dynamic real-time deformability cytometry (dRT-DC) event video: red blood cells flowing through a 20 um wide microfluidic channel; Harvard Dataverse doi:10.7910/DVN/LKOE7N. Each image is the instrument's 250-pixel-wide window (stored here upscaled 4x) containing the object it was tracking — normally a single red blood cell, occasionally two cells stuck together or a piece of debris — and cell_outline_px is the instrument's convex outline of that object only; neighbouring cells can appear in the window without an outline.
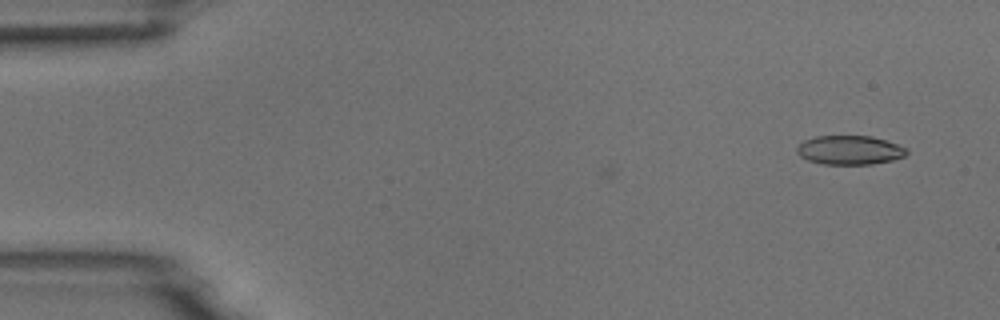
{"species": "common noctule bat (a hibernating species)", "species_latin": "Nyctalus noctula", "temperature_condition": "room temperature", "stored_images_in_passage": 51, "camera_frame_rate_fps": 3000, "um_per_image_px": 0.085, "animal": {"sex": "male", "body_mass_g": 18.8}, "frame": {"image": 1, "passage_image": 1, "time_ms": 0.0, "image_size_px": [1000, 320], "cell_outline_px": [[908, 152], [904, 156], [892, 160], [872, 164], [820, 164], [808, 160], [800, 156], [796, 152], [796, 148], [804, 140], [816, 136], [872, 136], [908, 148]], "centroid_in_image_um": [72.21, 12.76], "position_along_channel_um": 12.8, "area_um2": 18.55}}
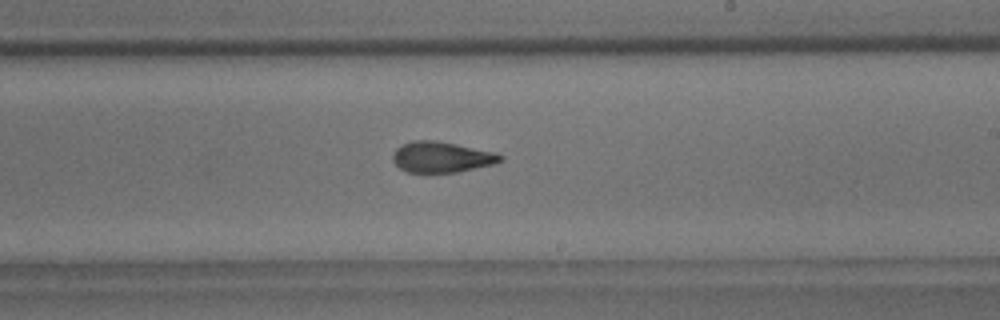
{"frame": {"image": 2, "passage_image": 29, "time_ms": 9.333, "image_size_px": [1000, 320], "cell_outline_px": [[504, 160], [496, 164], [456, 172], [408, 172], [400, 168], [392, 160], [392, 156], [396, 148], [412, 140], [436, 140], [496, 152], [504, 156]], "centroid_in_image_um": [37.57, 13.34], "position_along_channel_um": 251.4, "area_um2": 19.36}}
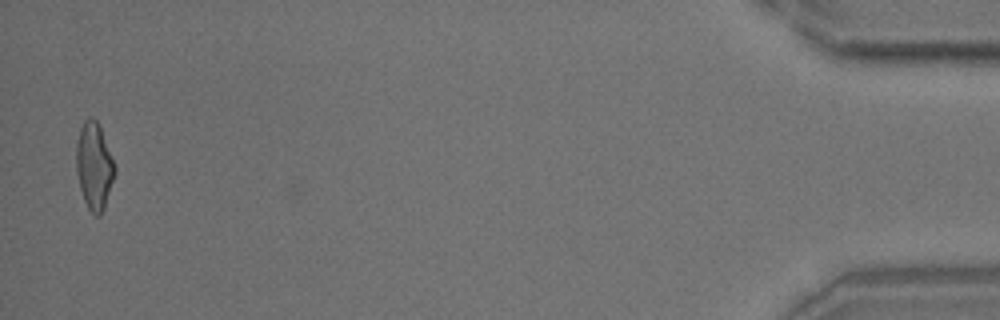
{"frame": {"image": 3, "passage_image": 50, "time_ms": 16.333, "image_size_px": [1000, 320], "cell_outline_px": [[116, 172], [104, 208], [100, 216], [96, 216], [88, 208], [84, 200], [80, 188], [76, 172], [76, 144], [80, 128], [84, 120], [88, 116], [92, 116], [96, 120], [100, 128], [116, 168]], "centroid_in_image_um": [7.99, 14.11], "position_along_channel_um": 427.2, "area_um2": 19.42}, "authors_computed_cell_mechanics": {"area_um2": 19.4208, "velocity_mm_per_s": 3.7937, "shape_relaxation_time_tau1_ms": 8.2606, "shape_relaxation_time_tau2_ms": 1.8119, "deformation_change_tau1": 0.2308, "deformation_change_tau2": 0.1014}}